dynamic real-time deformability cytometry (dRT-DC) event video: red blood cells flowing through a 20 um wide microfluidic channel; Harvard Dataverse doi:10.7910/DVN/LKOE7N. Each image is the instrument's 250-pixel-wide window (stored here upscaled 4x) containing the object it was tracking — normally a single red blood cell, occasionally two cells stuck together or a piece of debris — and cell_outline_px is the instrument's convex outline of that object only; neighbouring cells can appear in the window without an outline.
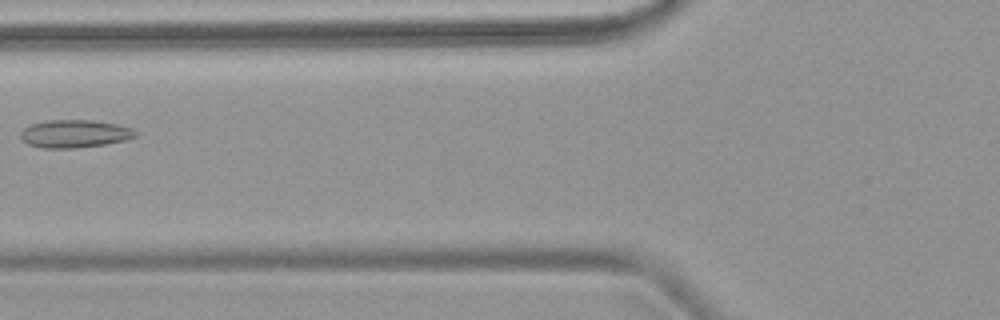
{"species": "common noctule bat (a hibernating species)", "species_latin": "Nyctalus noctula", "temperature_condition": "warm", "stored_images_in_passage": 5, "camera_frame_rate_fps": 3000, "um_per_image_px": 0.085, "animal": {"sex": "female", "body_mass_g": 18.4}, "frame": {"image": 1, "passage_image": 5, "time_ms": 5.667, "image_size_px": [1000, 320], "cell_outline_px": [[140, 132], [136, 136], [124, 140], [104, 144], [76, 148], [40, 148], [28, 144], [20, 140], [20, 132], [24, 128], [32, 124], [48, 120], [92, 120], [116, 124], [132, 128]], "centroid_in_image_um": [6.33, 11.37], "position_along_channel_um": 119.5, "area_um2": 18.73}}